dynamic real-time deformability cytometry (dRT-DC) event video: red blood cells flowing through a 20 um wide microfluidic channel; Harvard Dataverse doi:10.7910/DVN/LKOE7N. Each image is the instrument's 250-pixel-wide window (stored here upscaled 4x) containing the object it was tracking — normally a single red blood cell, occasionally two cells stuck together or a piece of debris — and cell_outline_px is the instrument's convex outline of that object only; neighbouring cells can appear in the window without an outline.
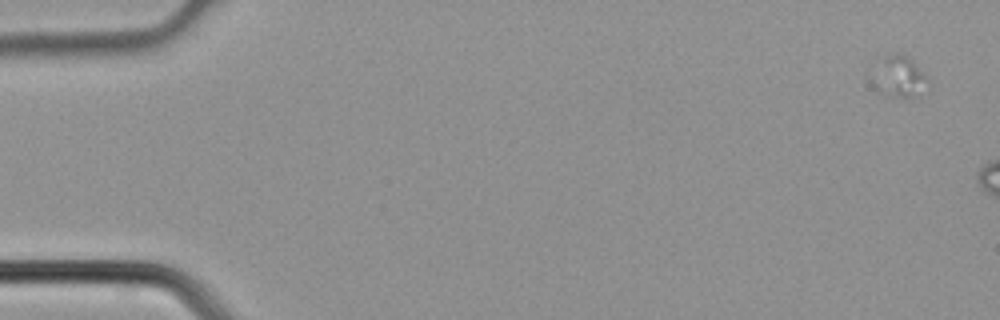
{"species": "common noctule bat (a hibernating species)", "species_latin": "Nyctalus noctula", "temperature_condition": "cold", "stored_images_in_passage": 4, "camera_frame_rate_fps": 3000, "um_per_image_px": 0.085, "animal": {"sex": "male", "body_mass_g": 21.5, "forearm_length_mm": 52.0}, "frame": {"image": 1, "passage_image": 1, "time_ms": 0.0, "image_size_px": [1000, 320], "cell_outline_px": [[928, 80], [912, 96], [892, 96], [876, 92], [876, 88], [884, 56], [896, 52], [900, 52], [908, 56], [928, 76]], "centroid_in_image_um": [76.51, 6.47], "position_along_channel_um": 8.5, "area_um2": 11.91}}